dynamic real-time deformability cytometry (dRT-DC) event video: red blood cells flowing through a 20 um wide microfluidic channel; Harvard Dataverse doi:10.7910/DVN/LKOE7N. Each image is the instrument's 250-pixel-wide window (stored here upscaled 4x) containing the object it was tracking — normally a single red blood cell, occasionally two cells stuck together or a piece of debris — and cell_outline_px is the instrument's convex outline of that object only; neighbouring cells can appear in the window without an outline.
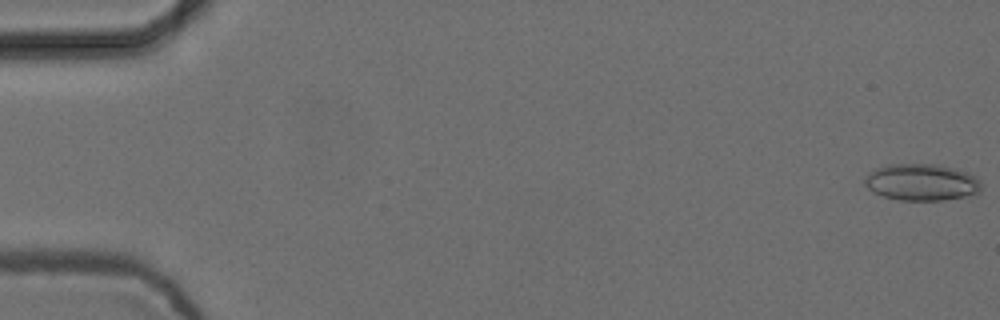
{"species": "common noctule bat (a hibernating species)", "species_latin": "Nyctalus noctula", "temperature_condition": "cold", "stored_images_in_passage": 52, "camera_frame_rate_fps": 3000, "um_per_image_px": 0.085, "animal": {"sex": "female", "body_mass_g": 24.6, "forearm_length_mm": 56.2}, "frame": {"image": 1, "passage_image": 1, "time_ms": 0.0, "image_size_px": [1000, 320], "cell_outline_px": [[980, 192], [964, 196], [944, 200], [900, 200], [884, 196], [872, 192], [864, 184], [864, 180], [868, 172], [876, 168], [888, 164], [936, 164], [956, 168], [968, 172], [976, 176], [980, 180]], "centroid_in_image_um": [78.32, 15.48], "position_along_channel_um": 6.7, "area_um2": 25.09}}
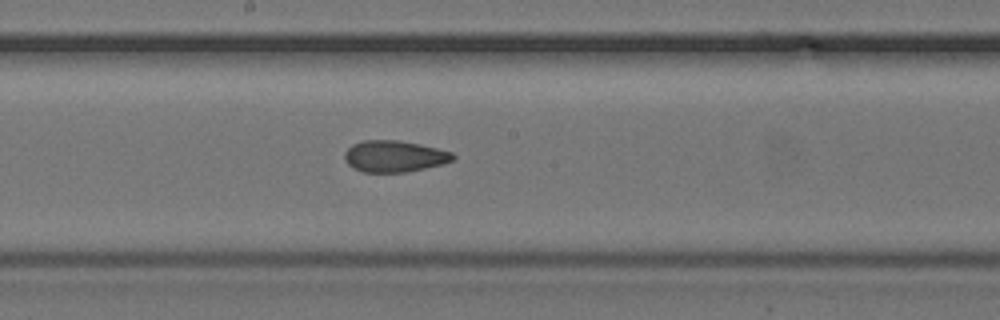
{"frame": {"image": 2, "passage_image": 30, "time_ms": 9.667, "image_size_px": [1000, 320], "cell_outline_px": [[456, 156], [452, 160], [444, 164], [404, 172], [364, 172], [352, 168], [344, 160], [344, 152], [352, 144], [364, 140], [400, 140], [420, 144], [452, 152]], "centroid_in_image_um": [33.49, 13.28], "position_along_channel_um": 214.7, "area_um2": 19.94}}
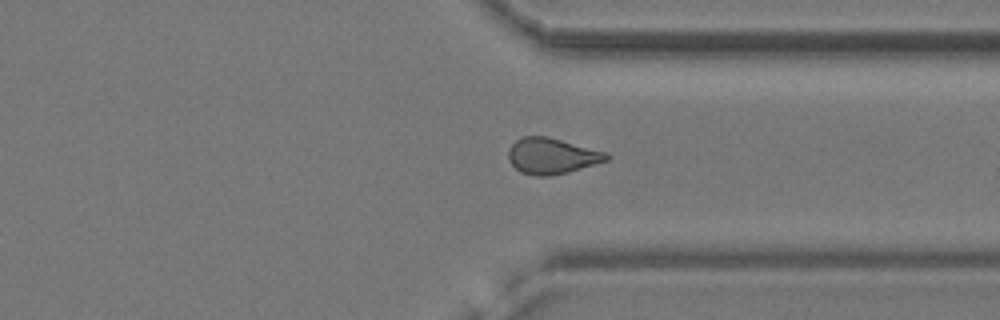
{"frame": {"image": 3, "passage_image": 42, "time_ms": 13.667, "image_size_px": [1000, 320], "cell_outline_px": [[612, 156], [608, 160], [568, 172], [548, 176], [536, 176], [520, 172], [508, 160], [508, 148], [516, 140], [524, 136], [548, 136], [608, 152]], "centroid_in_image_um": [46.92, 13.25], "position_along_channel_um": 364.5, "area_um2": 20.69}}